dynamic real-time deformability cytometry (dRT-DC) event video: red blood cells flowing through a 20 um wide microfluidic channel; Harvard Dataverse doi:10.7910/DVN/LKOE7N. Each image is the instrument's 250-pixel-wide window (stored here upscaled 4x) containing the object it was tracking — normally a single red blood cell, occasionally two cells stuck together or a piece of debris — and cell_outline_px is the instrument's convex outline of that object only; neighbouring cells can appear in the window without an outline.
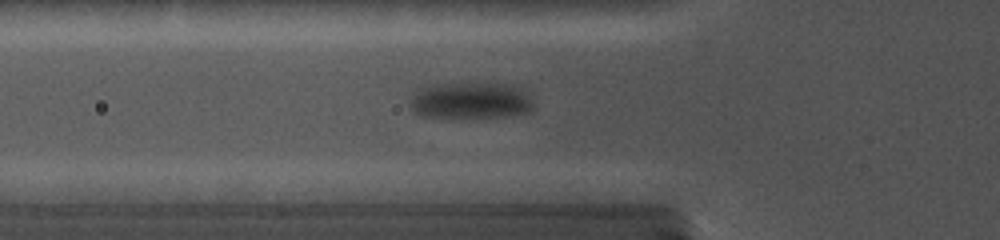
{"species": "common noctule bat (a hibernating species)", "species_latin": "Nyctalus noctula", "temperature_condition": "cold", "stored_images_in_passage": 30, "camera_frame_rate_fps": 5000, "um_per_image_px": 0.085, "animal": {"sex": "female", "body_mass_g": 19.0, "forearm_length_mm": 56.7}, "frame": {"image": 1, "passage_image": 8, "time_ms": 6.0, "image_size_px": [1000, 240], "cell_outline_px": [[532, 112], [508, 116], [448, 120], [424, 116], [412, 112], [408, 104], [424, 88], [440, 84], [516, 84], [532, 100]], "centroid_in_image_um": [40.04, 8.62], "position_along_channel_um": 85.8, "area_um2": 26.59}}
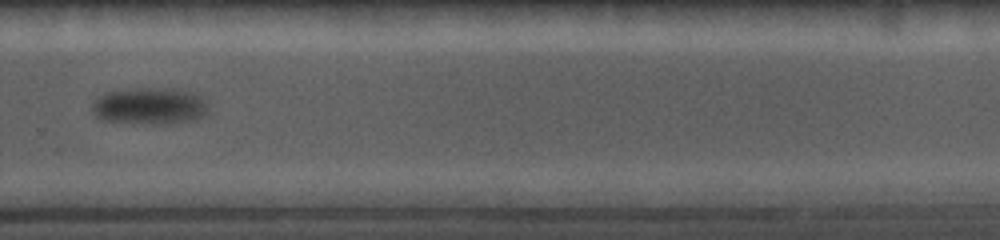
{"frame": {"image": 2, "passage_image": 17, "time_ms": 12.6, "image_size_px": [1000, 240], "cell_outline_px": [[204, 112], [196, 120], [156, 124], [144, 124], [104, 120], [92, 108], [92, 104], [104, 92], [124, 88], [184, 88], [200, 96], [204, 100]], "centroid_in_image_um": [12.7, 8.98], "position_along_channel_um": 317.1, "area_um2": 24.74}}
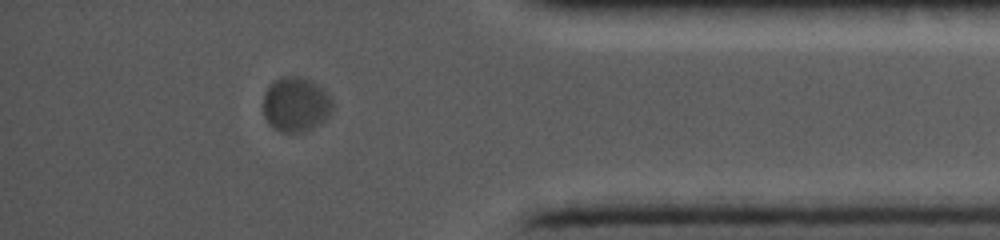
{"frame": {"image": 3, "passage_image": 25, "time_ms": 15.6, "image_size_px": [1000, 240], "cell_outline_px": [[332, 108], [324, 120], [308, 128], [296, 132], [280, 132], [272, 128], [268, 124], [264, 116], [264, 92], [280, 76], [300, 76], [312, 80], [332, 96]], "centroid_in_image_um": [25.13, 8.85], "position_along_channel_um": 410.1, "area_um2": 21.91}}